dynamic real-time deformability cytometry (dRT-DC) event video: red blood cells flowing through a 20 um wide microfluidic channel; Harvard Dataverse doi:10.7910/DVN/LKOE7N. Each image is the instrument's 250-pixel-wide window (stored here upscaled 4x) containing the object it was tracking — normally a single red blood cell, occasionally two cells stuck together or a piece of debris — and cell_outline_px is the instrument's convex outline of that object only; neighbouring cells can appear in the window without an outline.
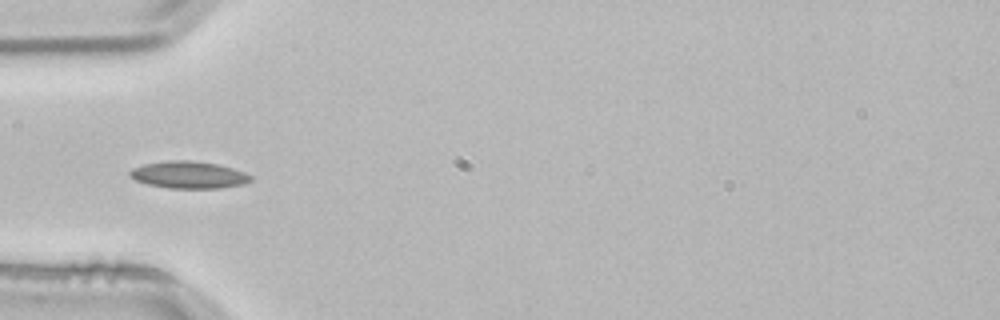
{"species": "common noctule bat (a hibernating species)", "species_latin": "Nyctalus noctula", "temperature_condition": "room temperature", "stored_images_in_passage": 3, "camera_frame_rate_fps": 3000, "um_per_image_px": 0.085, "animal": {"sex": "male", "body_mass_g": 21.5, "forearm_length_mm": 52.0}, "frame": {"image": 1, "passage_image": 3, "time_ms": 0.667, "image_size_px": [1000, 320], "cell_outline_px": [[252, 180], [244, 184], [220, 188], [168, 188], [148, 184], [136, 180], [128, 176], [128, 172], [132, 168], [144, 164], [168, 160], [192, 160], [216, 164], [232, 168], [244, 172], [252, 176]], "centroid_in_image_um": [16.02, 14.86], "position_along_channel_um": 69.0, "area_um2": 19.13}}